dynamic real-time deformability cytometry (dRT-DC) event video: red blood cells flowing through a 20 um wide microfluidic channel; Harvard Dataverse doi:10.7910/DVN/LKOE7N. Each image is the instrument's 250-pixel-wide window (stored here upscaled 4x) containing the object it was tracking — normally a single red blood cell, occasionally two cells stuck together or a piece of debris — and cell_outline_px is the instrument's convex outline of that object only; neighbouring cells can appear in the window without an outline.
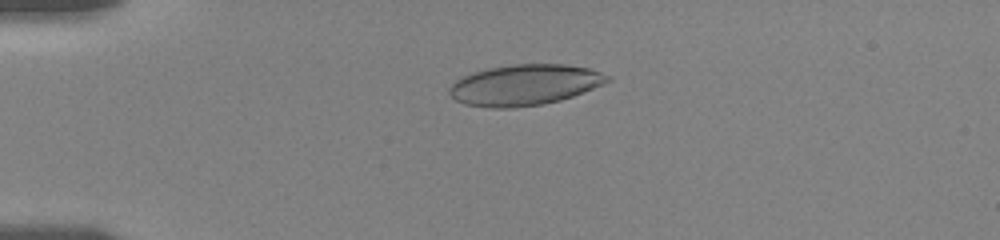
{"species": "human", "species_latin": "Homo sapiens", "temperature_condition": "room temperature", "stored_images_in_passage": 56, "camera_frame_rate_fps": 3000, "um_per_image_px": 0.085, "donor": {"sex": "female"}, "frame": {"image": 1, "passage_image": 14, "time_ms": 4.333, "image_size_px": [1000, 240], "cell_outline_px": [[612, 80], [572, 96], [560, 100], [544, 104], [512, 108], [488, 108], [464, 104], [456, 100], [448, 92], [448, 88], [456, 80], [464, 76], [488, 68], [512, 64], [564, 64], [588, 68], [612, 76]], "centroid_in_image_um": [44.59, 7.22], "position_along_channel_um": 40.4, "area_um2": 37.51}}
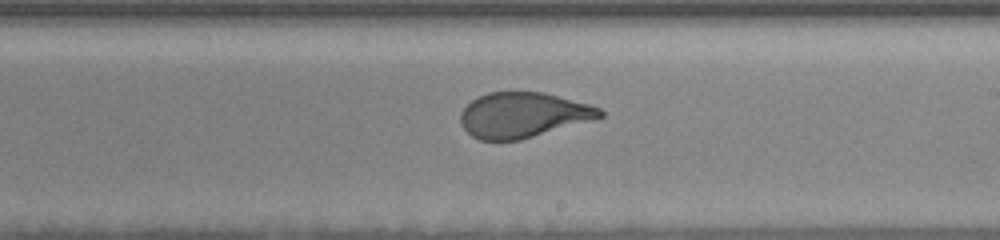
{"frame": {"image": 2, "passage_image": 34, "time_ms": 11.0, "image_size_px": [1000, 240], "cell_outline_px": [[604, 116], [520, 140], [480, 140], [472, 136], [460, 124], [460, 112], [472, 100], [488, 92], [544, 92], [588, 104], [600, 108], [604, 112]], "centroid_in_image_um": [44.43, 9.77], "position_along_channel_um": 244.6, "area_um2": 36.36}}
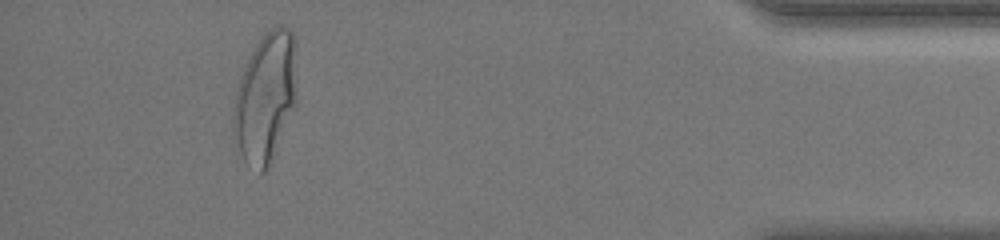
{"frame": {"image": 3, "passage_image": 52, "time_ms": 17.0, "image_size_px": [1000, 240], "cell_outline_px": [[296, 100], [268, 172], [260, 172], [244, 160], [240, 152], [232, 128], [232, 112], [236, 88], [244, 68], [256, 44], [272, 28], [280, 24], [284, 24], [292, 32], [296, 40]], "centroid_in_image_um": [22.57, 8.29], "position_along_channel_um": 412.6, "area_um2": 47.97}, "authors_computed_cell_mechanics": {"area_um2": 38.2058, "velocity_mm_per_s": 3.6204, "shape_relaxation_time_tau1_ms": 5.626, "shape_relaxation_time_tau2_ms": null, "deformation_change_tau1": 0.2038, "deformation_change_tau2": null}}